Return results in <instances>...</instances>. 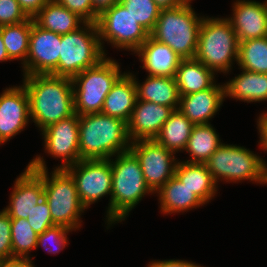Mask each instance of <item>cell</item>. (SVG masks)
Listing matches in <instances>:
<instances>
[{"mask_svg":"<svg viewBox=\"0 0 267 267\" xmlns=\"http://www.w3.org/2000/svg\"><path fill=\"white\" fill-rule=\"evenodd\" d=\"M23 85L29 96L30 119L41 131L75 114L72 78L27 75Z\"/></svg>","mask_w":267,"mask_h":267,"instance_id":"obj_1","label":"cell"},{"mask_svg":"<svg viewBox=\"0 0 267 267\" xmlns=\"http://www.w3.org/2000/svg\"><path fill=\"white\" fill-rule=\"evenodd\" d=\"M130 147L124 120L103 113L79 116L80 160L110 159Z\"/></svg>","mask_w":267,"mask_h":267,"instance_id":"obj_2","label":"cell"},{"mask_svg":"<svg viewBox=\"0 0 267 267\" xmlns=\"http://www.w3.org/2000/svg\"><path fill=\"white\" fill-rule=\"evenodd\" d=\"M115 159H109L112 191L106 215L108 226L116 221H124L145 194L154 193L147 185L140 162L131 150L118 153Z\"/></svg>","mask_w":267,"mask_h":267,"instance_id":"obj_3","label":"cell"},{"mask_svg":"<svg viewBox=\"0 0 267 267\" xmlns=\"http://www.w3.org/2000/svg\"><path fill=\"white\" fill-rule=\"evenodd\" d=\"M28 166L43 179L44 198L54 225L65 226L74 231L79 229V218L86 208L79 200L71 175L65 169H54L50 178L43 157L38 155Z\"/></svg>","mask_w":267,"mask_h":267,"instance_id":"obj_4","label":"cell"},{"mask_svg":"<svg viewBox=\"0 0 267 267\" xmlns=\"http://www.w3.org/2000/svg\"><path fill=\"white\" fill-rule=\"evenodd\" d=\"M202 20L191 5L161 9L150 36L168 45L182 59H192L196 55Z\"/></svg>","mask_w":267,"mask_h":267,"instance_id":"obj_5","label":"cell"},{"mask_svg":"<svg viewBox=\"0 0 267 267\" xmlns=\"http://www.w3.org/2000/svg\"><path fill=\"white\" fill-rule=\"evenodd\" d=\"M238 49L236 33L226 18L203 17L196 60L214 72L228 73L232 62H238Z\"/></svg>","mask_w":267,"mask_h":267,"instance_id":"obj_6","label":"cell"},{"mask_svg":"<svg viewBox=\"0 0 267 267\" xmlns=\"http://www.w3.org/2000/svg\"><path fill=\"white\" fill-rule=\"evenodd\" d=\"M84 28V29H83ZM60 57L53 76L73 78L105 58L99 41L96 23H83V27L61 35Z\"/></svg>","mask_w":267,"mask_h":267,"instance_id":"obj_7","label":"cell"},{"mask_svg":"<svg viewBox=\"0 0 267 267\" xmlns=\"http://www.w3.org/2000/svg\"><path fill=\"white\" fill-rule=\"evenodd\" d=\"M123 74L114 59L105 57L97 65L75 75L72 78L75 113L79 116L101 113L105 97Z\"/></svg>","mask_w":267,"mask_h":267,"instance_id":"obj_8","label":"cell"},{"mask_svg":"<svg viewBox=\"0 0 267 267\" xmlns=\"http://www.w3.org/2000/svg\"><path fill=\"white\" fill-rule=\"evenodd\" d=\"M204 164L216 184L220 179L231 183L247 179L255 183L267 184L265 161L241 146L222 143Z\"/></svg>","mask_w":267,"mask_h":267,"instance_id":"obj_9","label":"cell"},{"mask_svg":"<svg viewBox=\"0 0 267 267\" xmlns=\"http://www.w3.org/2000/svg\"><path fill=\"white\" fill-rule=\"evenodd\" d=\"M96 25L102 49L104 40L115 48L128 49L135 54L150 36L120 2L102 11L98 15Z\"/></svg>","mask_w":267,"mask_h":267,"instance_id":"obj_10","label":"cell"},{"mask_svg":"<svg viewBox=\"0 0 267 267\" xmlns=\"http://www.w3.org/2000/svg\"><path fill=\"white\" fill-rule=\"evenodd\" d=\"M65 170L73 178L79 200L87 209L112 191V168L109 159L79 160Z\"/></svg>","mask_w":267,"mask_h":267,"instance_id":"obj_11","label":"cell"},{"mask_svg":"<svg viewBox=\"0 0 267 267\" xmlns=\"http://www.w3.org/2000/svg\"><path fill=\"white\" fill-rule=\"evenodd\" d=\"M130 150L138 158L144 179L154 193L175 175L178 163L174 157L176 153L155 139L131 142Z\"/></svg>","mask_w":267,"mask_h":267,"instance_id":"obj_12","label":"cell"},{"mask_svg":"<svg viewBox=\"0 0 267 267\" xmlns=\"http://www.w3.org/2000/svg\"><path fill=\"white\" fill-rule=\"evenodd\" d=\"M61 35L38 26L32 18L29 52L23 76L52 74L59 62Z\"/></svg>","mask_w":267,"mask_h":267,"instance_id":"obj_13","label":"cell"},{"mask_svg":"<svg viewBox=\"0 0 267 267\" xmlns=\"http://www.w3.org/2000/svg\"><path fill=\"white\" fill-rule=\"evenodd\" d=\"M41 132L46 152L63 161L55 169H65L80 160L78 114L50 124Z\"/></svg>","mask_w":267,"mask_h":267,"instance_id":"obj_14","label":"cell"},{"mask_svg":"<svg viewBox=\"0 0 267 267\" xmlns=\"http://www.w3.org/2000/svg\"><path fill=\"white\" fill-rule=\"evenodd\" d=\"M29 119V96L24 85L3 90L0 94V145L23 131Z\"/></svg>","mask_w":267,"mask_h":267,"instance_id":"obj_15","label":"cell"},{"mask_svg":"<svg viewBox=\"0 0 267 267\" xmlns=\"http://www.w3.org/2000/svg\"><path fill=\"white\" fill-rule=\"evenodd\" d=\"M173 111L172 107L137 100L127 122L131 142L155 139Z\"/></svg>","mask_w":267,"mask_h":267,"instance_id":"obj_16","label":"cell"},{"mask_svg":"<svg viewBox=\"0 0 267 267\" xmlns=\"http://www.w3.org/2000/svg\"><path fill=\"white\" fill-rule=\"evenodd\" d=\"M226 19L236 33L238 42L267 36V0L263 3L237 0L233 16Z\"/></svg>","mask_w":267,"mask_h":267,"instance_id":"obj_17","label":"cell"},{"mask_svg":"<svg viewBox=\"0 0 267 267\" xmlns=\"http://www.w3.org/2000/svg\"><path fill=\"white\" fill-rule=\"evenodd\" d=\"M44 198L43 179L28 165L15 180L9 205L3 209L11 219H27L28 214Z\"/></svg>","mask_w":267,"mask_h":267,"instance_id":"obj_18","label":"cell"},{"mask_svg":"<svg viewBox=\"0 0 267 267\" xmlns=\"http://www.w3.org/2000/svg\"><path fill=\"white\" fill-rule=\"evenodd\" d=\"M224 99V84H215L212 88L203 91L180 95L178 110L194 125L209 124L208 120L219 111Z\"/></svg>","mask_w":267,"mask_h":267,"instance_id":"obj_19","label":"cell"},{"mask_svg":"<svg viewBox=\"0 0 267 267\" xmlns=\"http://www.w3.org/2000/svg\"><path fill=\"white\" fill-rule=\"evenodd\" d=\"M142 61L140 66L151 76L175 77L182 60L168 45L160 43L151 36L135 52Z\"/></svg>","mask_w":267,"mask_h":267,"instance_id":"obj_20","label":"cell"},{"mask_svg":"<svg viewBox=\"0 0 267 267\" xmlns=\"http://www.w3.org/2000/svg\"><path fill=\"white\" fill-rule=\"evenodd\" d=\"M136 101L134 74L124 72L105 97L101 113L128 122Z\"/></svg>","mask_w":267,"mask_h":267,"instance_id":"obj_21","label":"cell"},{"mask_svg":"<svg viewBox=\"0 0 267 267\" xmlns=\"http://www.w3.org/2000/svg\"><path fill=\"white\" fill-rule=\"evenodd\" d=\"M137 100L172 107L178 110L180 94L174 77L148 75L143 84L134 78Z\"/></svg>","mask_w":267,"mask_h":267,"instance_id":"obj_22","label":"cell"},{"mask_svg":"<svg viewBox=\"0 0 267 267\" xmlns=\"http://www.w3.org/2000/svg\"><path fill=\"white\" fill-rule=\"evenodd\" d=\"M214 75V71L192 58L181 60L174 78L179 94L188 95L212 88L216 84Z\"/></svg>","mask_w":267,"mask_h":267,"instance_id":"obj_23","label":"cell"},{"mask_svg":"<svg viewBox=\"0 0 267 267\" xmlns=\"http://www.w3.org/2000/svg\"><path fill=\"white\" fill-rule=\"evenodd\" d=\"M241 71V74L224 84L225 97L247 103L267 100V74L243 69Z\"/></svg>","mask_w":267,"mask_h":267,"instance_id":"obj_24","label":"cell"},{"mask_svg":"<svg viewBox=\"0 0 267 267\" xmlns=\"http://www.w3.org/2000/svg\"><path fill=\"white\" fill-rule=\"evenodd\" d=\"M175 176L206 204L217 192V184L205 164L179 161Z\"/></svg>","mask_w":267,"mask_h":267,"instance_id":"obj_25","label":"cell"},{"mask_svg":"<svg viewBox=\"0 0 267 267\" xmlns=\"http://www.w3.org/2000/svg\"><path fill=\"white\" fill-rule=\"evenodd\" d=\"M157 194L163 214L184 212L205 205L175 175L157 191Z\"/></svg>","mask_w":267,"mask_h":267,"instance_id":"obj_26","label":"cell"},{"mask_svg":"<svg viewBox=\"0 0 267 267\" xmlns=\"http://www.w3.org/2000/svg\"><path fill=\"white\" fill-rule=\"evenodd\" d=\"M33 19L41 28L60 35L70 33L81 27L80 23H85L77 14L56 0L48 2Z\"/></svg>","mask_w":267,"mask_h":267,"instance_id":"obj_27","label":"cell"},{"mask_svg":"<svg viewBox=\"0 0 267 267\" xmlns=\"http://www.w3.org/2000/svg\"><path fill=\"white\" fill-rule=\"evenodd\" d=\"M194 124L179 110H174L155 140L172 152L184 151Z\"/></svg>","mask_w":267,"mask_h":267,"instance_id":"obj_28","label":"cell"},{"mask_svg":"<svg viewBox=\"0 0 267 267\" xmlns=\"http://www.w3.org/2000/svg\"><path fill=\"white\" fill-rule=\"evenodd\" d=\"M221 144L219 135L210 123L194 125L185 148L191 158L185 162L204 164Z\"/></svg>","mask_w":267,"mask_h":267,"instance_id":"obj_29","label":"cell"},{"mask_svg":"<svg viewBox=\"0 0 267 267\" xmlns=\"http://www.w3.org/2000/svg\"><path fill=\"white\" fill-rule=\"evenodd\" d=\"M32 28V18L24 22L0 27V32L11 60H22L24 65L29 52V36Z\"/></svg>","mask_w":267,"mask_h":267,"instance_id":"obj_30","label":"cell"},{"mask_svg":"<svg viewBox=\"0 0 267 267\" xmlns=\"http://www.w3.org/2000/svg\"><path fill=\"white\" fill-rule=\"evenodd\" d=\"M237 64L240 69L267 74V36L239 42Z\"/></svg>","mask_w":267,"mask_h":267,"instance_id":"obj_31","label":"cell"},{"mask_svg":"<svg viewBox=\"0 0 267 267\" xmlns=\"http://www.w3.org/2000/svg\"><path fill=\"white\" fill-rule=\"evenodd\" d=\"M37 238L27 219H11L12 258L30 259L28 254L37 248Z\"/></svg>","mask_w":267,"mask_h":267,"instance_id":"obj_32","label":"cell"},{"mask_svg":"<svg viewBox=\"0 0 267 267\" xmlns=\"http://www.w3.org/2000/svg\"><path fill=\"white\" fill-rule=\"evenodd\" d=\"M135 21L151 33L156 25L161 9L154 0H119Z\"/></svg>","mask_w":267,"mask_h":267,"instance_id":"obj_33","label":"cell"},{"mask_svg":"<svg viewBox=\"0 0 267 267\" xmlns=\"http://www.w3.org/2000/svg\"><path fill=\"white\" fill-rule=\"evenodd\" d=\"M71 231H73V229L61 225L49 227L42 234L38 235L36 247L42 246L44 250L48 251V253H59L67 245V233ZM47 242H50L48 245L53 248L48 247V245L46 246Z\"/></svg>","mask_w":267,"mask_h":267,"instance_id":"obj_34","label":"cell"},{"mask_svg":"<svg viewBox=\"0 0 267 267\" xmlns=\"http://www.w3.org/2000/svg\"><path fill=\"white\" fill-rule=\"evenodd\" d=\"M27 221L38 235L42 234L49 227L54 226L51 212L45 198L31 210L28 214Z\"/></svg>","mask_w":267,"mask_h":267,"instance_id":"obj_35","label":"cell"},{"mask_svg":"<svg viewBox=\"0 0 267 267\" xmlns=\"http://www.w3.org/2000/svg\"><path fill=\"white\" fill-rule=\"evenodd\" d=\"M29 17L24 13L17 0H0V27L26 21Z\"/></svg>","mask_w":267,"mask_h":267,"instance_id":"obj_36","label":"cell"},{"mask_svg":"<svg viewBox=\"0 0 267 267\" xmlns=\"http://www.w3.org/2000/svg\"><path fill=\"white\" fill-rule=\"evenodd\" d=\"M59 4L77 14L85 22L96 23L98 13L93 9L91 0H56Z\"/></svg>","mask_w":267,"mask_h":267,"instance_id":"obj_37","label":"cell"},{"mask_svg":"<svg viewBox=\"0 0 267 267\" xmlns=\"http://www.w3.org/2000/svg\"><path fill=\"white\" fill-rule=\"evenodd\" d=\"M12 258L11 218L0 211V260Z\"/></svg>","mask_w":267,"mask_h":267,"instance_id":"obj_38","label":"cell"},{"mask_svg":"<svg viewBox=\"0 0 267 267\" xmlns=\"http://www.w3.org/2000/svg\"><path fill=\"white\" fill-rule=\"evenodd\" d=\"M24 13L34 18L39 11L51 0H17Z\"/></svg>","mask_w":267,"mask_h":267,"instance_id":"obj_39","label":"cell"},{"mask_svg":"<svg viewBox=\"0 0 267 267\" xmlns=\"http://www.w3.org/2000/svg\"><path fill=\"white\" fill-rule=\"evenodd\" d=\"M148 267H203V266L184 260H163V261L156 260L149 263Z\"/></svg>","mask_w":267,"mask_h":267,"instance_id":"obj_40","label":"cell"},{"mask_svg":"<svg viewBox=\"0 0 267 267\" xmlns=\"http://www.w3.org/2000/svg\"><path fill=\"white\" fill-rule=\"evenodd\" d=\"M257 120V128L260 134V147H262L263 150L267 151V113L261 114Z\"/></svg>","mask_w":267,"mask_h":267,"instance_id":"obj_41","label":"cell"},{"mask_svg":"<svg viewBox=\"0 0 267 267\" xmlns=\"http://www.w3.org/2000/svg\"><path fill=\"white\" fill-rule=\"evenodd\" d=\"M0 267H34L31 259L11 258L0 260Z\"/></svg>","mask_w":267,"mask_h":267,"instance_id":"obj_42","label":"cell"},{"mask_svg":"<svg viewBox=\"0 0 267 267\" xmlns=\"http://www.w3.org/2000/svg\"><path fill=\"white\" fill-rule=\"evenodd\" d=\"M93 4V9L100 14L105 9L111 8L114 4L119 2V0H91Z\"/></svg>","mask_w":267,"mask_h":267,"instance_id":"obj_43","label":"cell"},{"mask_svg":"<svg viewBox=\"0 0 267 267\" xmlns=\"http://www.w3.org/2000/svg\"><path fill=\"white\" fill-rule=\"evenodd\" d=\"M160 9L174 8L182 5L180 0H154Z\"/></svg>","mask_w":267,"mask_h":267,"instance_id":"obj_44","label":"cell"},{"mask_svg":"<svg viewBox=\"0 0 267 267\" xmlns=\"http://www.w3.org/2000/svg\"><path fill=\"white\" fill-rule=\"evenodd\" d=\"M10 60L0 32V62Z\"/></svg>","mask_w":267,"mask_h":267,"instance_id":"obj_45","label":"cell"},{"mask_svg":"<svg viewBox=\"0 0 267 267\" xmlns=\"http://www.w3.org/2000/svg\"><path fill=\"white\" fill-rule=\"evenodd\" d=\"M180 2L184 5H190L191 0H180Z\"/></svg>","mask_w":267,"mask_h":267,"instance_id":"obj_46","label":"cell"}]
</instances>
